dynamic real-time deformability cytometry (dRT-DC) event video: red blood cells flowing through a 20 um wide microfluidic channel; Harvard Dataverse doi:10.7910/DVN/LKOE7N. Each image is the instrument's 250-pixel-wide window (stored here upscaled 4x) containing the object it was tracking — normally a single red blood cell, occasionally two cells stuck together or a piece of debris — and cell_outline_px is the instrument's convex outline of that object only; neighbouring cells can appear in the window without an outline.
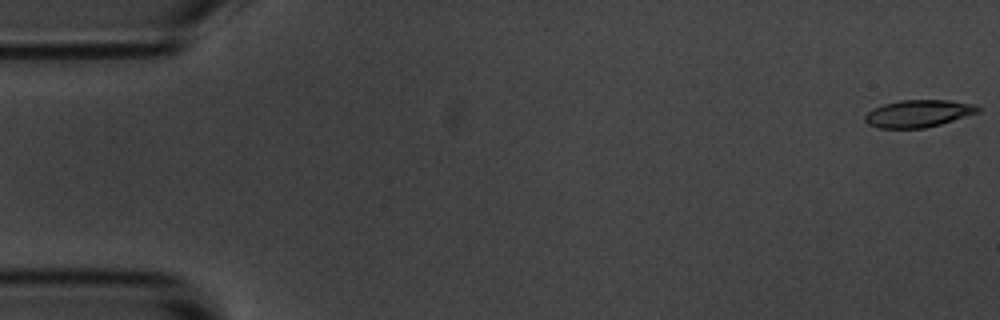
{"species": "common noctule bat (a hibernating species)", "species_latin": "Nyctalus noctula", "temperature_condition": "room temperature", "stored_images_in_passage": 55, "camera_frame_rate_fps": 3000, "um_per_image_px": 0.085, "animal": {"sex": "male", "body_mass_g": 20.1, "forearm_length_mm": 53.5}, "frame": {"image": 1, "passage_image": 1, "time_ms": 0.0, "image_size_px": [1000, 320], "cell_outline_px": [[980, 112], [940, 124], [924, 128], [880, 128], [868, 124], [864, 120], [864, 116], [872, 108], [884, 104], [900, 100], [952, 100], [976, 104], [980, 108]], "centroid_in_image_um": [78.07, 9.64], "position_along_channel_um": 6.9, "area_um2": 18.03}}
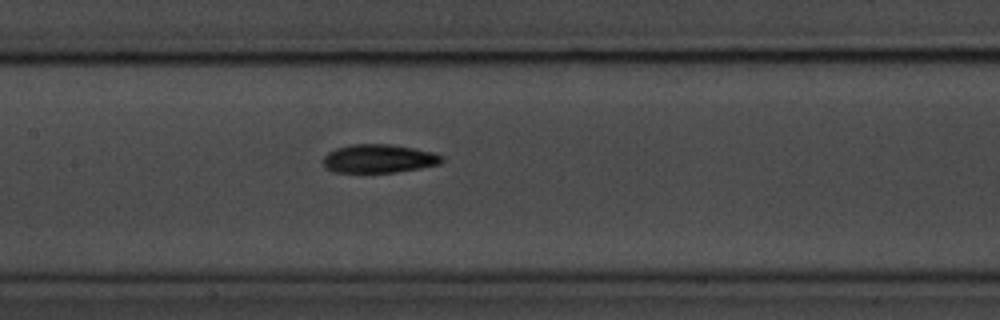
{"frame": {"image": 2, "passage_image": 26, "time_ms": 8.333, "image_size_px": [1000, 320], "cell_outline_px": [[444, 160], [440, 164], [420, 168], [396, 172], [336, 172], [324, 168], [324, 156], [328, 152], [336, 148], [352, 144], [392, 144], [432, 152], [444, 156]], "centroid_in_image_um": [32.21, 13.48], "position_along_channel_um": 175.2, "area_um2": 19.71}}
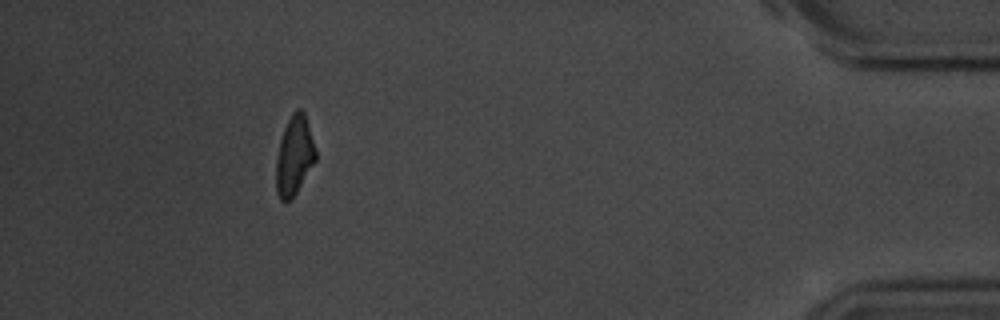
{"frame": {"image": 3, "passage_image": 50, "time_ms": 16.333, "image_size_px": [1000, 320], "cell_outline_px": [[316, 160], [292, 200], [284, 204], [280, 200], [276, 192], [276, 156], [280, 140], [284, 128], [292, 112], [296, 108], [300, 108], [304, 112], [316, 152]], "centroid_in_image_um": [24.99, 13.28], "position_along_channel_um": 410.2, "area_um2": 18.38}, "authors_computed_cell_mechanics": {"area_um2": 18.9584, "velocity_mm_per_s": 3.6677, "shape_relaxation_time_tau1_ms": 3.2633, "shape_relaxation_time_tau2_ms": 3.8578, "deformation_change_tau1": 0.1458, "deformation_change_tau2": 0.107}}